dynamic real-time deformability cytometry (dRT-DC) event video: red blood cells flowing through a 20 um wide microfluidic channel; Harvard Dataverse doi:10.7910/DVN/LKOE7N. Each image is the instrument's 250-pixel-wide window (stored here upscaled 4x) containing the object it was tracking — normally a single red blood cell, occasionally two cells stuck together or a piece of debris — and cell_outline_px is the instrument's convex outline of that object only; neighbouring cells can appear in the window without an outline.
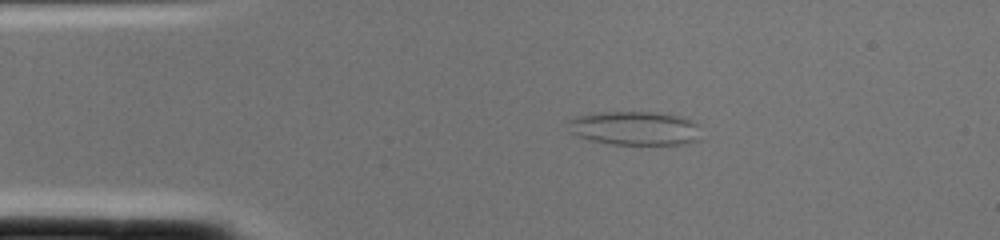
{"species": "common noctule bat (a hibernating species)", "species_latin": "Nyctalus noctula", "temperature_condition": "cold", "stored_images_in_passage": 2, "camera_frame_rate_fps": 3000, "um_per_image_px": 0.085, "animal": {"sex": "female", "body_mass_g": 22.0, "forearm_length_mm": 56.7}, "frame": {"image": 1, "passage_image": 2, "time_ms": 0.333, "image_size_px": [1000, 240], "cell_outline_px": [[700, 140], [688, 144], [612, 144], [592, 140], [576, 136], [568, 132], [568, 120], [572, 116], [604, 112], [656, 112], [680, 116], [700, 124]], "centroid_in_image_um": [53.97, 10.9], "position_along_channel_um": 31.0, "area_um2": 26.65}}